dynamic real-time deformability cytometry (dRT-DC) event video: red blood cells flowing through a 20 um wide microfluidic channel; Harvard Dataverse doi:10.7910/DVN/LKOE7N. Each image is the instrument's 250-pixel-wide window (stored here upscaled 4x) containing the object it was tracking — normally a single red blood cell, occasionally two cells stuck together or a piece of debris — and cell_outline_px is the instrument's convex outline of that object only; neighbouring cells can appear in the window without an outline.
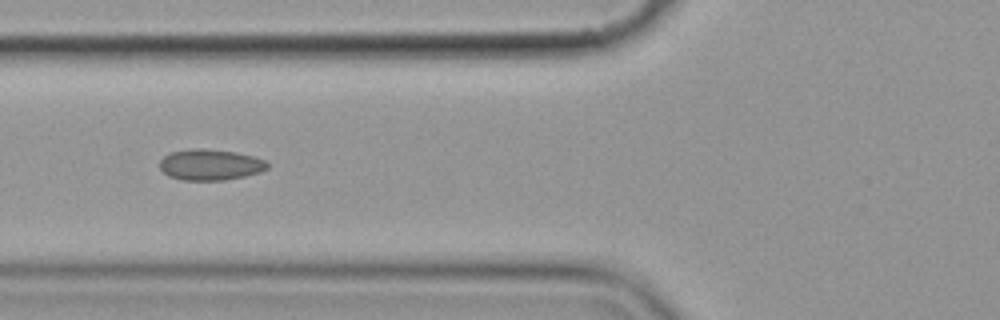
{"species": "common noctule bat (a hibernating species)", "species_latin": "Nyctalus noctula", "temperature_condition": "cold", "stored_images_in_passage": 10, "camera_frame_rate_fps": 3000, "um_per_image_px": 0.085, "animal": {"sex": "female", "body_mass_g": 19.9}, "frame": {"image": 1, "passage_image": 7, "time_ms": 7.0, "image_size_px": [1000, 320], "cell_outline_px": [[268, 168], [260, 172], [244, 176], [224, 180], [184, 180], [168, 176], [160, 168], [160, 160], [164, 156], [172, 152], [192, 148], [204, 148], [236, 152], [252, 156], [264, 160], [268, 164]], "centroid_in_image_um": [17.86, 13.99], "position_along_channel_um": 107.9, "area_um2": 19.36}}
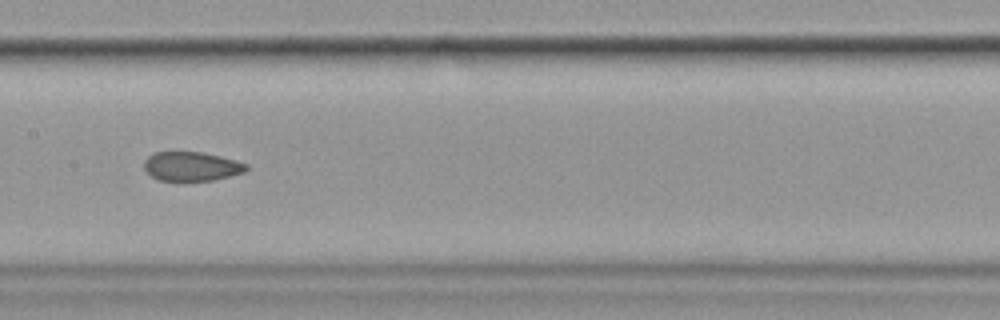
{"frame": {"image": 2, "passage_image": 9, "time_ms": 9.333, "image_size_px": [1000, 320], "cell_outline_px": [[248, 168], [244, 172], [212, 180], [160, 180], [152, 176], [144, 168], [144, 160], [148, 156], [156, 152], [200, 152], [220, 156], [236, 160], [248, 164]], "centroid_in_image_um": [16.28, 14.13], "position_along_channel_um": 191.1, "area_um2": 17.11}}